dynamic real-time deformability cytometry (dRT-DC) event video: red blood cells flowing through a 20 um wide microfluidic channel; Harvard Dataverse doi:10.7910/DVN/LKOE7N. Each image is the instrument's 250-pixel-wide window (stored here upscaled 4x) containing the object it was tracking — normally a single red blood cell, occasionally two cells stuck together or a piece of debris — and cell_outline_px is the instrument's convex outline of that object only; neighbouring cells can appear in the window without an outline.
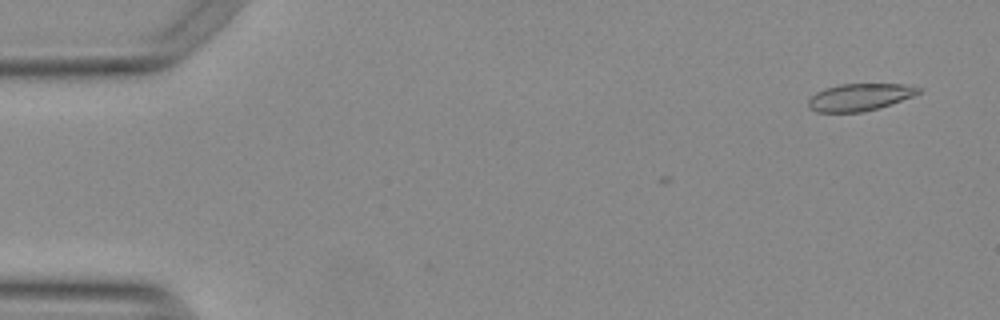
{"species": "Egyptian fruit bat (a non-hibernating species)", "species_latin": "Rousettus aegyptiacus", "temperature_condition": "warm", "stored_images_in_passage": 8, "camera_frame_rate_fps": 3000, "um_per_image_px": 0.085, "animal": {"sex": "female"}, "frame": {"image": 1, "passage_image": 3, "time_ms": 0.667, "image_size_px": [1000, 320], "cell_outline_px": [[924, 88], [920, 92], [912, 96], [876, 108], [860, 112], [816, 112], [808, 108], [808, 100], [816, 92], [824, 88], [840, 84], [904, 84]], "centroid_in_image_um": [73.03, 8.24], "position_along_channel_um": 12.0, "area_um2": 17.28}}